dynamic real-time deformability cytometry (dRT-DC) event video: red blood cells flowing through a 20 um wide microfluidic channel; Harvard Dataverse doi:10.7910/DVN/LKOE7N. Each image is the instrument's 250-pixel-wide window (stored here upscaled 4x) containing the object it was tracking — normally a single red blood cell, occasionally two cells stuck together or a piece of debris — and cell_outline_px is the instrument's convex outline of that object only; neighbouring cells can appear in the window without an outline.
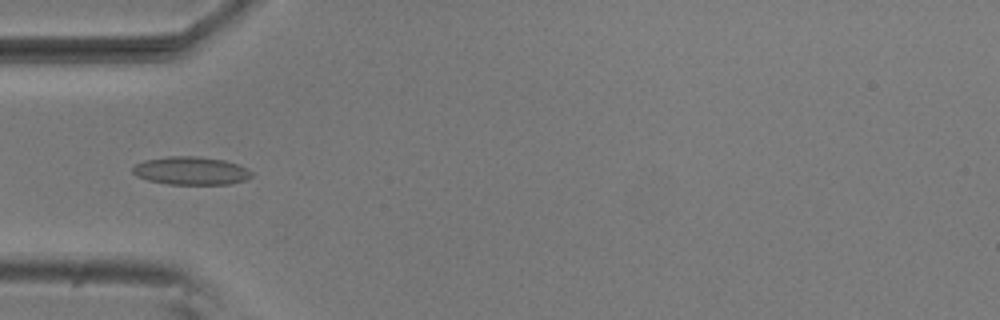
{"species": "common noctule bat (a hibernating species)", "species_latin": "Nyctalus noctula", "temperature_condition": "room temperature", "stored_images_in_passage": 6, "camera_frame_rate_fps": 3000, "um_per_image_px": 0.085, "animal": {"sex": "male", "body_mass_g": 20.5, "forearm_length_mm": 52.5}, "frame": {"image": 1, "passage_image": 4, "time_ms": 1.0, "image_size_px": [1000, 320], "cell_outline_px": [[252, 176], [244, 180], [228, 184], [168, 184], [148, 180], [136, 176], [132, 172], [132, 168], [136, 164], [144, 160], [168, 156], [196, 156], [224, 160], [248, 168], [252, 172]], "centroid_in_image_um": [16.21, 14.51], "position_along_channel_um": 68.8, "area_um2": 19.42}}
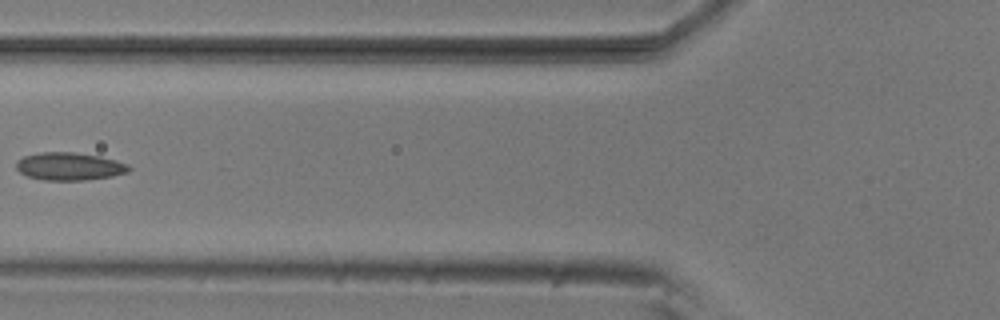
{"frame": {"image": 2, "passage_image": 5, "time_ms": 1.333, "image_size_px": [1000, 320], "cell_outline_px": [[132, 168], [128, 172], [112, 176], [84, 180], [44, 180], [28, 176], [20, 172], [16, 168], [16, 160], [24, 156], [40, 152], [76, 152], [100, 156], [116, 160], [128, 164]], "centroid_in_image_um": [5.9, 14.13], "position_along_channel_um": 119.9, "area_um2": 18.32}}
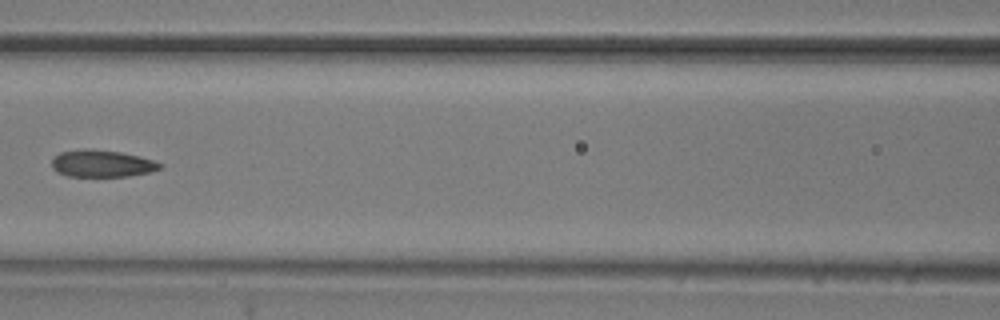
{"frame": {"image": 3, "passage_image": 6, "time_ms": 1.667, "image_size_px": [1000, 320], "cell_outline_px": [[164, 164], [160, 168], [148, 172], [128, 176], [68, 176], [56, 172], [52, 168], [52, 160], [60, 152], [84, 148], [88, 148], [120, 152], [140, 156]], "centroid_in_image_um": [8.64, 13.89], "position_along_channel_um": 158.0, "area_um2": 16.99}}